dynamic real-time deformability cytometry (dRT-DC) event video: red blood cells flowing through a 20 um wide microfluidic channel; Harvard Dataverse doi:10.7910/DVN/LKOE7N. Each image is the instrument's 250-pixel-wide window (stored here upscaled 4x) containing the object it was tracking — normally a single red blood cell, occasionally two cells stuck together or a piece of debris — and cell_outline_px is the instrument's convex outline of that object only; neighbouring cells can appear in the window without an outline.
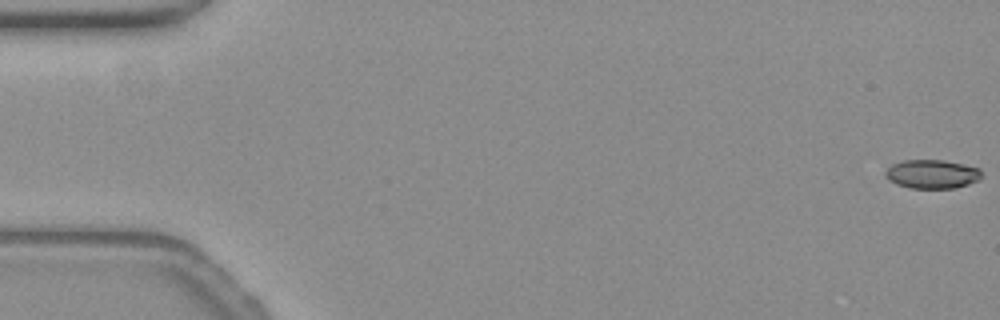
{"species": "common noctule bat (a hibernating species)", "species_latin": "Nyctalus noctula", "temperature_condition": "warm", "stored_images_in_passage": 18, "camera_frame_rate_fps": 3000, "um_per_image_px": 0.085, "animal": {"sex": "female", "body_mass_g": 19.3, "forearm_length_mm": 54.1}, "frame": {"image": 1, "passage_image": 1, "time_ms": 0.0, "image_size_px": [1000, 320], "cell_outline_px": [[980, 180], [956, 188], [908, 188], [896, 184], [888, 180], [884, 176], [884, 172], [892, 164], [904, 160], [944, 160], [964, 164], [980, 168]], "centroid_in_image_um": [79.2, 14.8], "position_along_channel_um": 5.8, "area_um2": 16.3}}
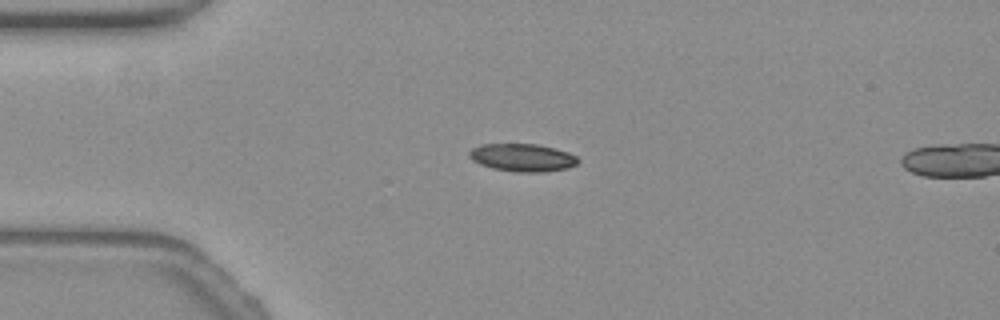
{"frame": {"image": 2, "passage_image": 14, "time_ms": 4.333, "image_size_px": [1000, 320], "cell_outline_px": [[580, 160], [576, 164], [568, 168], [544, 172], [516, 172], [492, 168], [480, 164], [472, 160], [468, 156], [468, 152], [472, 148], [484, 144], [536, 144], [568, 152], [576, 156]], "centroid_in_image_um": [44.4, 13.4], "position_along_channel_um": 40.6, "area_um2": 17.57}}